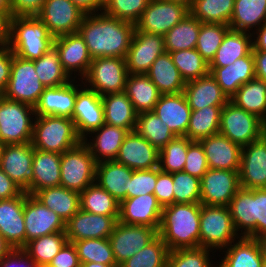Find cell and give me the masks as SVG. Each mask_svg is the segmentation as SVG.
I'll use <instances>...</instances> for the list:
<instances>
[{"instance_id":"cell-3","label":"cell","mask_w":266,"mask_h":267,"mask_svg":"<svg viewBox=\"0 0 266 267\" xmlns=\"http://www.w3.org/2000/svg\"><path fill=\"white\" fill-rule=\"evenodd\" d=\"M54 37L37 16H14L10 18L8 46L12 52L25 60H36L53 47Z\"/></svg>"},{"instance_id":"cell-68","label":"cell","mask_w":266,"mask_h":267,"mask_svg":"<svg viewBox=\"0 0 266 267\" xmlns=\"http://www.w3.org/2000/svg\"><path fill=\"white\" fill-rule=\"evenodd\" d=\"M85 14L102 12L103 2L101 0H71Z\"/></svg>"},{"instance_id":"cell-62","label":"cell","mask_w":266,"mask_h":267,"mask_svg":"<svg viewBox=\"0 0 266 267\" xmlns=\"http://www.w3.org/2000/svg\"><path fill=\"white\" fill-rule=\"evenodd\" d=\"M46 0H10V15L36 16Z\"/></svg>"},{"instance_id":"cell-77","label":"cell","mask_w":266,"mask_h":267,"mask_svg":"<svg viewBox=\"0 0 266 267\" xmlns=\"http://www.w3.org/2000/svg\"><path fill=\"white\" fill-rule=\"evenodd\" d=\"M2 97H3V93L0 91V100H1Z\"/></svg>"},{"instance_id":"cell-27","label":"cell","mask_w":266,"mask_h":267,"mask_svg":"<svg viewBox=\"0 0 266 267\" xmlns=\"http://www.w3.org/2000/svg\"><path fill=\"white\" fill-rule=\"evenodd\" d=\"M128 133L127 129L104 123L99 129L88 134L82 142L87 146L96 163L112 161L116 159Z\"/></svg>"},{"instance_id":"cell-9","label":"cell","mask_w":266,"mask_h":267,"mask_svg":"<svg viewBox=\"0 0 266 267\" xmlns=\"http://www.w3.org/2000/svg\"><path fill=\"white\" fill-rule=\"evenodd\" d=\"M60 171V186L67 189L80 193L95 183L96 162L82 141L61 154Z\"/></svg>"},{"instance_id":"cell-42","label":"cell","mask_w":266,"mask_h":267,"mask_svg":"<svg viewBox=\"0 0 266 267\" xmlns=\"http://www.w3.org/2000/svg\"><path fill=\"white\" fill-rule=\"evenodd\" d=\"M201 22L190 13L165 35L166 52L194 49L197 44Z\"/></svg>"},{"instance_id":"cell-12","label":"cell","mask_w":266,"mask_h":267,"mask_svg":"<svg viewBox=\"0 0 266 267\" xmlns=\"http://www.w3.org/2000/svg\"><path fill=\"white\" fill-rule=\"evenodd\" d=\"M240 188L239 170L208 169L200 179V203L228 206Z\"/></svg>"},{"instance_id":"cell-35","label":"cell","mask_w":266,"mask_h":267,"mask_svg":"<svg viewBox=\"0 0 266 267\" xmlns=\"http://www.w3.org/2000/svg\"><path fill=\"white\" fill-rule=\"evenodd\" d=\"M33 196L58 214L65 223L80 210V193L63 186L44 188Z\"/></svg>"},{"instance_id":"cell-39","label":"cell","mask_w":266,"mask_h":267,"mask_svg":"<svg viewBox=\"0 0 266 267\" xmlns=\"http://www.w3.org/2000/svg\"><path fill=\"white\" fill-rule=\"evenodd\" d=\"M265 22L266 0H235L230 29L253 33Z\"/></svg>"},{"instance_id":"cell-32","label":"cell","mask_w":266,"mask_h":267,"mask_svg":"<svg viewBox=\"0 0 266 267\" xmlns=\"http://www.w3.org/2000/svg\"><path fill=\"white\" fill-rule=\"evenodd\" d=\"M60 163L61 154L34 149L32 162L34 176L26 192L34 195L41 189L60 186Z\"/></svg>"},{"instance_id":"cell-43","label":"cell","mask_w":266,"mask_h":267,"mask_svg":"<svg viewBox=\"0 0 266 267\" xmlns=\"http://www.w3.org/2000/svg\"><path fill=\"white\" fill-rule=\"evenodd\" d=\"M224 106H206L199 110H192L189 126L185 137L191 141L219 133L221 110Z\"/></svg>"},{"instance_id":"cell-31","label":"cell","mask_w":266,"mask_h":267,"mask_svg":"<svg viewBox=\"0 0 266 267\" xmlns=\"http://www.w3.org/2000/svg\"><path fill=\"white\" fill-rule=\"evenodd\" d=\"M134 170L112 161L96 163L95 182L119 203L128 198L129 178Z\"/></svg>"},{"instance_id":"cell-19","label":"cell","mask_w":266,"mask_h":267,"mask_svg":"<svg viewBox=\"0 0 266 267\" xmlns=\"http://www.w3.org/2000/svg\"><path fill=\"white\" fill-rule=\"evenodd\" d=\"M72 79L58 86L45 88L34 106L35 116H60L72 119L77 92L84 86L82 80Z\"/></svg>"},{"instance_id":"cell-41","label":"cell","mask_w":266,"mask_h":267,"mask_svg":"<svg viewBox=\"0 0 266 267\" xmlns=\"http://www.w3.org/2000/svg\"><path fill=\"white\" fill-rule=\"evenodd\" d=\"M230 101L266 123V81L255 78L243 84Z\"/></svg>"},{"instance_id":"cell-6","label":"cell","mask_w":266,"mask_h":267,"mask_svg":"<svg viewBox=\"0 0 266 267\" xmlns=\"http://www.w3.org/2000/svg\"><path fill=\"white\" fill-rule=\"evenodd\" d=\"M34 120L33 106L3 96L0 100V142L3 145L30 143Z\"/></svg>"},{"instance_id":"cell-55","label":"cell","mask_w":266,"mask_h":267,"mask_svg":"<svg viewBox=\"0 0 266 267\" xmlns=\"http://www.w3.org/2000/svg\"><path fill=\"white\" fill-rule=\"evenodd\" d=\"M150 0H106L102 12L113 18L136 23Z\"/></svg>"},{"instance_id":"cell-73","label":"cell","mask_w":266,"mask_h":267,"mask_svg":"<svg viewBox=\"0 0 266 267\" xmlns=\"http://www.w3.org/2000/svg\"><path fill=\"white\" fill-rule=\"evenodd\" d=\"M1 10H10V0H0Z\"/></svg>"},{"instance_id":"cell-44","label":"cell","mask_w":266,"mask_h":267,"mask_svg":"<svg viewBox=\"0 0 266 267\" xmlns=\"http://www.w3.org/2000/svg\"><path fill=\"white\" fill-rule=\"evenodd\" d=\"M120 203L96 182L80 192V209L105 216H119Z\"/></svg>"},{"instance_id":"cell-52","label":"cell","mask_w":266,"mask_h":267,"mask_svg":"<svg viewBox=\"0 0 266 267\" xmlns=\"http://www.w3.org/2000/svg\"><path fill=\"white\" fill-rule=\"evenodd\" d=\"M168 247L158 235L146 247L124 261L119 267H166Z\"/></svg>"},{"instance_id":"cell-7","label":"cell","mask_w":266,"mask_h":267,"mask_svg":"<svg viewBox=\"0 0 266 267\" xmlns=\"http://www.w3.org/2000/svg\"><path fill=\"white\" fill-rule=\"evenodd\" d=\"M219 134L243 147L266 134V123L229 100L221 110Z\"/></svg>"},{"instance_id":"cell-34","label":"cell","mask_w":266,"mask_h":267,"mask_svg":"<svg viewBox=\"0 0 266 267\" xmlns=\"http://www.w3.org/2000/svg\"><path fill=\"white\" fill-rule=\"evenodd\" d=\"M101 99L105 124L121 127L129 132L135 130L138 114L124 91L101 96Z\"/></svg>"},{"instance_id":"cell-54","label":"cell","mask_w":266,"mask_h":267,"mask_svg":"<svg viewBox=\"0 0 266 267\" xmlns=\"http://www.w3.org/2000/svg\"><path fill=\"white\" fill-rule=\"evenodd\" d=\"M229 25L201 23L200 32L195 49L202 55V58L210 64L222 43Z\"/></svg>"},{"instance_id":"cell-59","label":"cell","mask_w":266,"mask_h":267,"mask_svg":"<svg viewBox=\"0 0 266 267\" xmlns=\"http://www.w3.org/2000/svg\"><path fill=\"white\" fill-rule=\"evenodd\" d=\"M252 218L256 222V236L266 232V188L252 189Z\"/></svg>"},{"instance_id":"cell-1","label":"cell","mask_w":266,"mask_h":267,"mask_svg":"<svg viewBox=\"0 0 266 267\" xmlns=\"http://www.w3.org/2000/svg\"><path fill=\"white\" fill-rule=\"evenodd\" d=\"M134 31V23L110 17L103 12L85 14L78 29L92 59L126 58Z\"/></svg>"},{"instance_id":"cell-18","label":"cell","mask_w":266,"mask_h":267,"mask_svg":"<svg viewBox=\"0 0 266 267\" xmlns=\"http://www.w3.org/2000/svg\"><path fill=\"white\" fill-rule=\"evenodd\" d=\"M119 216H105L79 210L65 223V234L69 242L84 239L109 238Z\"/></svg>"},{"instance_id":"cell-2","label":"cell","mask_w":266,"mask_h":267,"mask_svg":"<svg viewBox=\"0 0 266 267\" xmlns=\"http://www.w3.org/2000/svg\"><path fill=\"white\" fill-rule=\"evenodd\" d=\"M201 203H173L163 207L158 235L169 251L199 247Z\"/></svg>"},{"instance_id":"cell-40","label":"cell","mask_w":266,"mask_h":267,"mask_svg":"<svg viewBox=\"0 0 266 267\" xmlns=\"http://www.w3.org/2000/svg\"><path fill=\"white\" fill-rule=\"evenodd\" d=\"M236 232L240 237H256L252 218V189L240 188L228 205Z\"/></svg>"},{"instance_id":"cell-72","label":"cell","mask_w":266,"mask_h":267,"mask_svg":"<svg viewBox=\"0 0 266 267\" xmlns=\"http://www.w3.org/2000/svg\"><path fill=\"white\" fill-rule=\"evenodd\" d=\"M80 267H119L118 265H106L95 262L81 263Z\"/></svg>"},{"instance_id":"cell-47","label":"cell","mask_w":266,"mask_h":267,"mask_svg":"<svg viewBox=\"0 0 266 267\" xmlns=\"http://www.w3.org/2000/svg\"><path fill=\"white\" fill-rule=\"evenodd\" d=\"M135 131L158 150L177 137L153 111L138 114Z\"/></svg>"},{"instance_id":"cell-23","label":"cell","mask_w":266,"mask_h":267,"mask_svg":"<svg viewBox=\"0 0 266 267\" xmlns=\"http://www.w3.org/2000/svg\"><path fill=\"white\" fill-rule=\"evenodd\" d=\"M115 161L132 170H150L159 167V150L134 130L125 137Z\"/></svg>"},{"instance_id":"cell-46","label":"cell","mask_w":266,"mask_h":267,"mask_svg":"<svg viewBox=\"0 0 266 267\" xmlns=\"http://www.w3.org/2000/svg\"><path fill=\"white\" fill-rule=\"evenodd\" d=\"M235 0H195L190 14L201 23L229 25Z\"/></svg>"},{"instance_id":"cell-65","label":"cell","mask_w":266,"mask_h":267,"mask_svg":"<svg viewBox=\"0 0 266 267\" xmlns=\"http://www.w3.org/2000/svg\"><path fill=\"white\" fill-rule=\"evenodd\" d=\"M24 191L0 168V199L14 198Z\"/></svg>"},{"instance_id":"cell-45","label":"cell","mask_w":266,"mask_h":267,"mask_svg":"<svg viewBox=\"0 0 266 267\" xmlns=\"http://www.w3.org/2000/svg\"><path fill=\"white\" fill-rule=\"evenodd\" d=\"M35 72L40 82L46 87H58L70 82L71 78L63 69L56 48L51 47L39 59L33 60Z\"/></svg>"},{"instance_id":"cell-70","label":"cell","mask_w":266,"mask_h":267,"mask_svg":"<svg viewBox=\"0 0 266 267\" xmlns=\"http://www.w3.org/2000/svg\"><path fill=\"white\" fill-rule=\"evenodd\" d=\"M254 240L257 242L260 253L263 259H266V232L263 234L256 236Z\"/></svg>"},{"instance_id":"cell-25","label":"cell","mask_w":266,"mask_h":267,"mask_svg":"<svg viewBox=\"0 0 266 267\" xmlns=\"http://www.w3.org/2000/svg\"><path fill=\"white\" fill-rule=\"evenodd\" d=\"M28 193L0 199V234L15 249H22L26 245L24 222V200Z\"/></svg>"},{"instance_id":"cell-56","label":"cell","mask_w":266,"mask_h":267,"mask_svg":"<svg viewBox=\"0 0 266 267\" xmlns=\"http://www.w3.org/2000/svg\"><path fill=\"white\" fill-rule=\"evenodd\" d=\"M174 203L200 202V179L185 172L172 173Z\"/></svg>"},{"instance_id":"cell-28","label":"cell","mask_w":266,"mask_h":267,"mask_svg":"<svg viewBox=\"0 0 266 267\" xmlns=\"http://www.w3.org/2000/svg\"><path fill=\"white\" fill-rule=\"evenodd\" d=\"M153 112L160 117L176 136H185L192 109L183 92L161 95Z\"/></svg>"},{"instance_id":"cell-60","label":"cell","mask_w":266,"mask_h":267,"mask_svg":"<svg viewBox=\"0 0 266 267\" xmlns=\"http://www.w3.org/2000/svg\"><path fill=\"white\" fill-rule=\"evenodd\" d=\"M154 195L159 204L163 207L174 203L173 177L171 173L162 172L158 167L157 182Z\"/></svg>"},{"instance_id":"cell-26","label":"cell","mask_w":266,"mask_h":267,"mask_svg":"<svg viewBox=\"0 0 266 267\" xmlns=\"http://www.w3.org/2000/svg\"><path fill=\"white\" fill-rule=\"evenodd\" d=\"M209 169L240 170L242 147L229 138L216 134L199 140Z\"/></svg>"},{"instance_id":"cell-11","label":"cell","mask_w":266,"mask_h":267,"mask_svg":"<svg viewBox=\"0 0 266 267\" xmlns=\"http://www.w3.org/2000/svg\"><path fill=\"white\" fill-rule=\"evenodd\" d=\"M189 13V7L181 2L150 0L140 19L135 23V31L164 36Z\"/></svg>"},{"instance_id":"cell-33","label":"cell","mask_w":266,"mask_h":267,"mask_svg":"<svg viewBox=\"0 0 266 267\" xmlns=\"http://www.w3.org/2000/svg\"><path fill=\"white\" fill-rule=\"evenodd\" d=\"M161 95L179 94L186 85L169 52H164L152 63L146 73Z\"/></svg>"},{"instance_id":"cell-5","label":"cell","mask_w":266,"mask_h":267,"mask_svg":"<svg viewBox=\"0 0 266 267\" xmlns=\"http://www.w3.org/2000/svg\"><path fill=\"white\" fill-rule=\"evenodd\" d=\"M199 247L219 252L240 238L228 206L201 205Z\"/></svg>"},{"instance_id":"cell-17","label":"cell","mask_w":266,"mask_h":267,"mask_svg":"<svg viewBox=\"0 0 266 267\" xmlns=\"http://www.w3.org/2000/svg\"><path fill=\"white\" fill-rule=\"evenodd\" d=\"M33 156L32 143L3 145L0 168L4 171L23 191L30 188L33 181Z\"/></svg>"},{"instance_id":"cell-15","label":"cell","mask_w":266,"mask_h":267,"mask_svg":"<svg viewBox=\"0 0 266 267\" xmlns=\"http://www.w3.org/2000/svg\"><path fill=\"white\" fill-rule=\"evenodd\" d=\"M166 52L164 36L134 31L126 56L129 74H146L159 55Z\"/></svg>"},{"instance_id":"cell-58","label":"cell","mask_w":266,"mask_h":267,"mask_svg":"<svg viewBox=\"0 0 266 267\" xmlns=\"http://www.w3.org/2000/svg\"><path fill=\"white\" fill-rule=\"evenodd\" d=\"M208 169L206 155L201 143L199 141H191L188 145L183 172L201 179Z\"/></svg>"},{"instance_id":"cell-53","label":"cell","mask_w":266,"mask_h":267,"mask_svg":"<svg viewBox=\"0 0 266 267\" xmlns=\"http://www.w3.org/2000/svg\"><path fill=\"white\" fill-rule=\"evenodd\" d=\"M210 253L215 251L204 247L175 249L169 251L166 267H217Z\"/></svg>"},{"instance_id":"cell-8","label":"cell","mask_w":266,"mask_h":267,"mask_svg":"<svg viewBox=\"0 0 266 267\" xmlns=\"http://www.w3.org/2000/svg\"><path fill=\"white\" fill-rule=\"evenodd\" d=\"M126 58L100 57L92 59L83 85L100 96L125 90L128 77Z\"/></svg>"},{"instance_id":"cell-16","label":"cell","mask_w":266,"mask_h":267,"mask_svg":"<svg viewBox=\"0 0 266 267\" xmlns=\"http://www.w3.org/2000/svg\"><path fill=\"white\" fill-rule=\"evenodd\" d=\"M24 222L26 243L56 232H65L63 219L30 194L24 200Z\"/></svg>"},{"instance_id":"cell-36","label":"cell","mask_w":266,"mask_h":267,"mask_svg":"<svg viewBox=\"0 0 266 267\" xmlns=\"http://www.w3.org/2000/svg\"><path fill=\"white\" fill-rule=\"evenodd\" d=\"M220 252L225 255L217 267H262L264 261L257 242L249 237L238 238Z\"/></svg>"},{"instance_id":"cell-64","label":"cell","mask_w":266,"mask_h":267,"mask_svg":"<svg viewBox=\"0 0 266 267\" xmlns=\"http://www.w3.org/2000/svg\"><path fill=\"white\" fill-rule=\"evenodd\" d=\"M13 52L8 45L0 46V91L4 93L11 74Z\"/></svg>"},{"instance_id":"cell-71","label":"cell","mask_w":266,"mask_h":267,"mask_svg":"<svg viewBox=\"0 0 266 267\" xmlns=\"http://www.w3.org/2000/svg\"><path fill=\"white\" fill-rule=\"evenodd\" d=\"M12 249V246L0 234V260L3 259Z\"/></svg>"},{"instance_id":"cell-48","label":"cell","mask_w":266,"mask_h":267,"mask_svg":"<svg viewBox=\"0 0 266 267\" xmlns=\"http://www.w3.org/2000/svg\"><path fill=\"white\" fill-rule=\"evenodd\" d=\"M65 232L35 238L22 248L40 267L47 266L67 242Z\"/></svg>"},{"instance_id":"cell-24","label":"cell","mask_w":266,"mask_h":267,"mask_svg":"<svg viewBox=\"0 0 266 267\" xmlns=\"http://www.w3.org/2000/svg\"><path fill=\"white\" fill-rule=\"evenodd\" d=\"M163 208L154 194H145L127 198L120 203V223L144 225L159 230Z\"/></svg>"},{"instance_id":"cell-21","label":"cell","mask_w":266,"mask_h":267,"mask_svg":"<svg viewBox=\"0 0 266 267\" xmlns=\"http://www.w3.org/2000/svg\"><path fill=\"white\" fill-rule=\"evenodd\" d=\"M76 132L83 140L104 124V107L101 96L83 86L78 92L72 115Z\"/></svg>"},{"instance_id":"cell-10","label":"cell","mask_w":266,"mask_h":267,"mask_svg":"<svg viewBox=\"0 0 266 267\" xmlns=\"http://www.w3.org/2000/svg\"><path fill=\"white\" fill-rule=\"evenodd\" d=\"M45 88L35 72L34 61L13 53L11 74L3 96L34 107Z\"/></svg>"},{"instance_id":"cell-61","label":"cell","mask_w":266,"mask_h":267,"mask_svg":"<svg viewBox=\"0 0 266 267\" xmlns=\"http://www.w3.org/2000/svg\"><path fill=\"white\" fill-rule=\"evenodd\" d=\"M80 264L74 244L67 241L46 267H80Z\"/></svg>"},{"instance_id":"cell-67","label":"cell","mask_w":266,"mask_h":267,"mask_svg":"<svg viewBox=\"0 0 266 267\" xmlns=\"http://www.w3.org/2000/svg\"><path fill=\"white\" fill-rule=\"evenodd\" d=\"M10 18V10L0 9V46L8 45Z\"/></svg>"},{"instance_id":"cell-66","label":"cell","mask_w":266,"mask_h":267,"mask_svg":"<svg viewBox=\"0 0 266 267\" xmlns=\"http://www.w3.org/2000/svg\"><path fill=\"white\" fill-rule=\"evenodd\" d=\"M254 57L255 76L266 81V51L252 50Z\"/></svg>"},{"instance_id":"cell-37","label":"cell","mask_w":266,"mask_h":267,"mask_svg":"<svg viewBox=\"0 0 266 267\" xmlns=\"http://www.w3.org/2000/svg\"><path fill=\"white\" fill-rule=\"evenodd\" d=\"M252 33L229 29L209 67H225L252 52Z\"/></svg>"},{"instance_id":"cell-22","label":"cell","mask_w":266,"mask_h":267,"mask_svg":"<svg viewBox=\"0 0 266 267\" xmlns=\"http://www.w3.org/2000/svg\"><path fill=\"white\" fill-rule=\"evenodd\" d=\"M239 178L241 188H266V134L242 147Z\"/></svg>"},{"instance_id":"cell-30","label":"cell","mask_w":266,"mask_h":267,"mask_svg":"<svg viewBox=\"0 0 266 267\" xmlns=\"http://www.w3.org/2000/svg\"><path fill=\"white\" fill-rule=\"evenodd\" d=\"M183 93L192 110L224 106L230 100L210 73L186 82Z\"/></svg>"},{"instance_id":"cell-76","label":"cell","mask_w":266,"mask_h":267,"mask_svg":"<svg viewBox=\"0 0 266 267\" xmlns=\"http://www.w3.org/2000/svg\"><path fill=\"white\" fill-rule=\"evenodd\" d=\"M262 267H266V259H264V261L262 263Z\"/></svg>"},{"instance_id":"cell-74","label":"cell","mask_w":266,"mask_h":267,"mask_svg":"<svg viewBox=\"0 0 266 267\" xmlns=\"http://www.w3.org/2000/svg\"><path fill=\"white\" fill-rule=\"evenodd\" d=\"M170 1L181 2V3L185 4V5H187L188 7H190L195 0H170Z\"/></svg>"},{"instance_id":"cell-75","label":"cell","mask_w":266,"mask_h":267,"mask_svg":"<svg viewBox=\"0 0 266 267\" xmlns=\"http://www.w3.org/2000/svg\"><path fill=\"white\" fill-rule=\"evenodd\" d=\"M2 148H3V144L0 142V158H1Z\"/></svg>"},{"instance_id":"cell-38","label":"cell","mask_w":266,"mask_h":267,"mask_svg":"<svg viewBox=\"0 0 266 267\" xmlns=\"http://www.w3.org/2000/svg\"><path fill=\"white\" fill-rule=\"evenodd\" d=\"M124 92L137 114L153 111L161 96L146 74H128Z\"/></svg>"},{"instance_id":"cell-4","label":"cell","mask_w":266,"mask_h":267,"mask_svg":"<svg viewBox=\"0 0 266 267\" xmlns=\"http://www.w3.org/2000/svg\"><path fill=\"white\" fill-rule=\"evenodd\" d=\"M81 141L71 118L35 116L31 141L34 149L62 154Z\"/></svg>"},{"instance_id":"cell-49","label":"cell","mask_w":266,"mask_h":267,"mask_svg":"<svg viewBox=\"0 0 266 267\" xmlns=\"http://www.w3.org/2000/svg\"><path fill=\"white\" fill-rule=\"evenodd\" d=\"M80 263L117 265L109 238H90L73 242Z\"/></svg>"},{"instance_id":"cell-63","label":"cell","mask_w":266,"mask_h":267,"mask_svg":"<svg viewBox=\"0 0 266 267\" xmlns=\"http://www.w3.org/2000/svg\"><path fill=\"white\" fill-rule=\"evenodd\" d=\"M0 267H40L23 249L13 248L3 259Z\"/></svg>"},{"instance_id":"cell-51","label":"cell","mask_w":266,"mask_h":267,"mask_svg":"<svg viewBox=\"0 0 266 267\" xmlns=\"http://www.w3.org/2000/svg\"><path fill=\"white\" fill-rule=\"evenodd\" d=\"M170 55L185 82L209 73V64L195 48L170 52Z\"/></svg>"},{"instance_id":"cell-50","label":"cell","mask_w":266,"mask_h":267,"mask_svg":"<svg viewBox=\"0 0 266 267\" xmlns=\"http://www.w3.org/2000/svg\"><path fill=\"white\" fill-rule=\"evenodd\" d=\"M185 136H177L159 150V169L165 173L182 172L186 163L188 145Z\"/></svg>"},{"instance_id":"cell-20","label":"cell","mask_w":266,"mask_h":267,"mask_svg":"<svg viewBox=\"0 0 266 267\" xmlns=\"http://www.w3.org/2000/svg\"><path fill=\"white\" fill-rule=\"evenodd\" d=\"M53 46L58 51L62 67L68 75L73 79L78 76L77 79L82 80L88 72L92 57L81 35L77 32L56 37Z\"/></svg>"},{"instance_id":"cell-69","label":"cell","mask_w":266,"mask_h":267,"mask_svg":"<svg viewBox=\"0 0 266 267\" xmlns=\"http://www.w3.org/2000/svg\"><path fill=\"white\" fill-rule=\"evenodd\" d=\"M252 50L266 51V22L252 33Z\"/></svg>"},{"instance_id":"cell-29","label":"cell","mask_w":266,"mask_h":267,"mask_svg":"<svg viewBox=\"0 0 266 267\" xmlns=\"http://www.w3.org/2000/svg\"><path fill=\"white\" fill-rule=\"evenodd\" d=\"M209 73L230 99L243 84L256 78L253 54L251 52L225 67H209Z\"/></svg>"},{"instance_id":"cell-13","label":"cell","mask_w":266,"mask_h":267,"mask_svg":"<svg viewBox=\"0 0 266 267\" xmlns=\"http://www.w3.org/2000/svg\"><path fill=\"white\" fill-rule=\"evenodd\" d=\"M158 236V231L150 226L116 223L109 236L116 264L119 266L146 247Z\"/></svg>"},{"instance_id":"cell-57","label":"cell","mask_w":266,"mask_h":267,"mask_svg":"<svg viewBox=\"0 0 266 267\" xmlns=\"http://www.w3.org/2000/svg\"><path fill=\"white\" fill-rule=\"evenodd\" d=\"M158 167L150 170H134L129 178L128 198L154 194Z\"/></svg>"},{"instance_id":"cell-14","label":"cell","mask_w":266,"mask_h":267,"mask_svg":"<svg viewBox=\"0 0 266 267\" xmlns=\"http://www.w3.org/2000/svg\"><path fill=\"white\" fill-rule=\"evenodd\" d=\"M36 16L56 38L77 33L85 13L71 0H46Z\"/></svg>"}]
</instances>
